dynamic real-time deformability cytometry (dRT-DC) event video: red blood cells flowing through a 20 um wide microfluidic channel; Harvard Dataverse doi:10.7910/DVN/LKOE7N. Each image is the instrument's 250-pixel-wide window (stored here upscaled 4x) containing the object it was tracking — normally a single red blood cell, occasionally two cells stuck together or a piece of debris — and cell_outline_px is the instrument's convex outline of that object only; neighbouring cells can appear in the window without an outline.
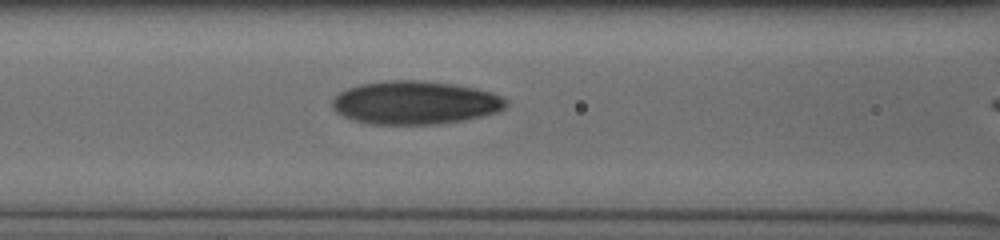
{"species": "human", "species_latin": "Homo sapiens", "temperature_condition": "cold", "stored_images_in_passage": 33, "camera_frame_rate_fps": 3000, "um_per_image_px": 0.085, "donor": {"sex": "male"}, "frame": {"image": 1, "passage_image": 22, "time_ms": 7.0, "image_size_px": [1000, 240], "cell_outline_px": [[508, 104], [504, 108], [496, 112], [464, 120], [440, 124], [368, 124], [352, 120], [336, 112], [332, 108], [332, 100], [340, 92], [348, 88], [360, 84], [392, 80], [412, 80], [452, 84], [472, 88], [488, 92], [500, 96], [508, 100]], "centroid_in_image_um": [35.24, 8.74], "position_along_channel_um": 131.4, "area_um2": 43.52}}
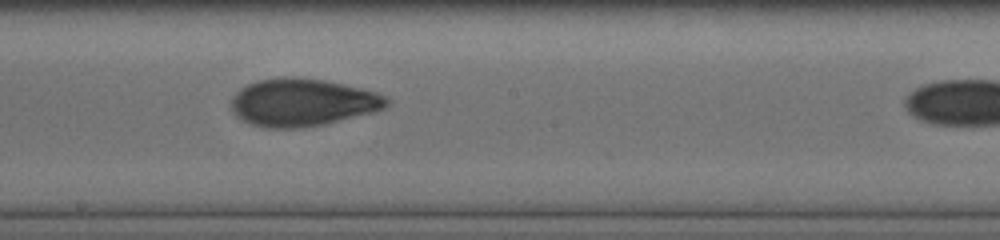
{"frame": {"image": 2, "passage_image": 29, "time_ms": 9.333, "image_size_px": [1000, 240], "cell_outline_px": [[388, 104], [384, 108], [376, 112], [324, 124], [300, 128], [268, 128], [252, 124], [236, 116], [232, 112], [232, 96], [240, 88], [248, 84], [260, 80], [280, 76], [296, 76], [324, 80], [376, 92], [388, 96]], "centroid_in_image_um": [25.71, 8.7], "position_along_channel_um": 222.5, "area_um2": 43.23}}
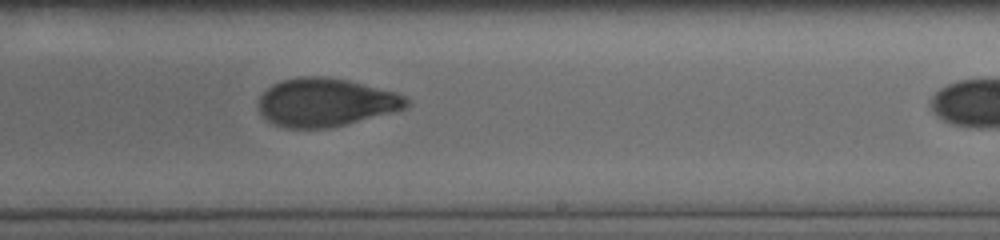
{"frame": {"image": 3, "passage_image": 32, "time_ms": 10.333, "image_size_px": [1000, 240], "cell_outline_px": [[408, 104], [404, 108], [392, 112], [328, 128], [284, 128], [272, 124], [264, 120], [256, 104], [260, 96], [272, 84], [284, 80], [300, 76], [328, 76], [348, 80], [396, 92], [404, 96], [408, 100]], "centroid_in_image_um": [27.61, 8.7], "position_along_channel_um": 261.4, "area_um2": 41.67}}